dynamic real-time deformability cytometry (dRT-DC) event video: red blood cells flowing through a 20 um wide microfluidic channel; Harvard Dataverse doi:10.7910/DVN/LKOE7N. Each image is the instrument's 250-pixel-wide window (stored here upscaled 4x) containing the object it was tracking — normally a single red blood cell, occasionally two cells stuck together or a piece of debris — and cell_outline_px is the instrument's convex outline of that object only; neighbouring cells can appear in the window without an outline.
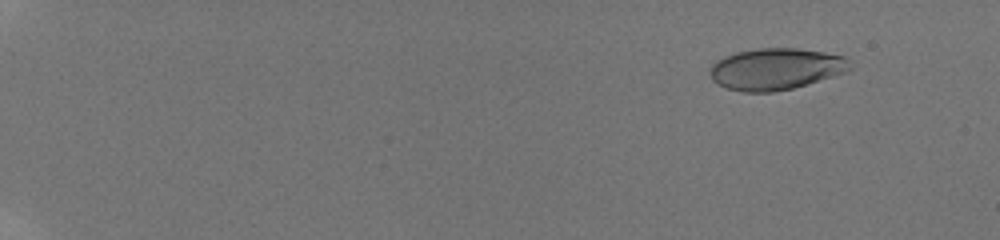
{"species": "human", "species_latin": "Homo sapiens", "temperature_condition": "room temperature", "stored_images_in_passage": 9, "camera_frame_rate_fps": 3000, "um_per_image_px": 0.085, "donor": {"sex": "male"}, "frame": {"image": 1, "passage_image": 2, "time_ms": 1.333, "image_size_px": [1000, 240], "cell_outline_px": [[852, 68], [832, 76], [792, 88], [772, 92], [744, 92], [728, 88], [716, 84], [712, 80], [708, 72], [712, 64], [716, 60], [724, 56], [736, 52], [760, 48], [796, 48], [824, 52], [844, 56], [848, 60]], "centroid_in_image_um": [65.88, 5.85], "position_along_channel_um": 19.1, "area_um2": 33.76}}
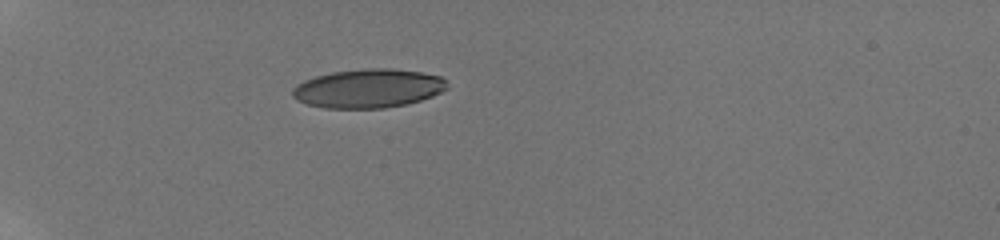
{"frame": {"image": 2, "passage_image": 6, "time_ms": 6.0, "image_size_px": [1000, 240], "cell_outline_px": [[448, 88], [432, 96], [408, 104], [384, 108], [324, 108], [308, 104], [292, 96], [292, 88], [296, 84], [304, 80], [316, 76], [332, 72], [364, 68], [392, 68], [420, 72], [440, 76], [448, 84]], "centroid_in_image_um": [31.3, 7.51], "position_along_channel_um": 53.7, "area_um2": 35.03}}
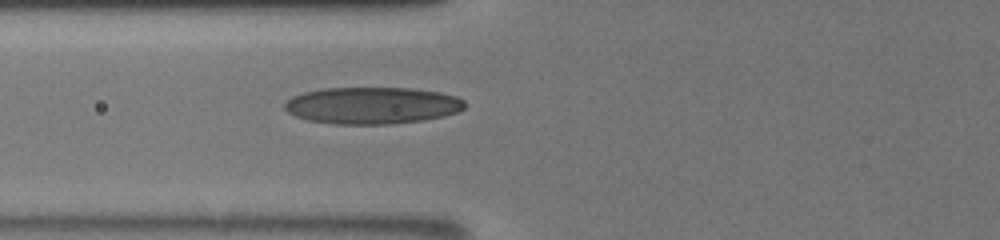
{"frame": {"image": 3, "passage_image": 9, "time_ms": 8.0, "image_size_px": [1000, 240], "cell_outline_px": [[464, 108], [456, 112], [444, 116], [424, 120], [392, 124], [336, 124], [308, 120], [296, 116], [288, 112], [284, 108], [284, 104], [292, 96], [304, 92], [324, 88], [412, 88], [440, 92], [456, 96], [464, 100]], "centroid_in_image_um": [31.64, 8.96], "position_along_channel_um": 94.2, "area_um2": 38.73}}